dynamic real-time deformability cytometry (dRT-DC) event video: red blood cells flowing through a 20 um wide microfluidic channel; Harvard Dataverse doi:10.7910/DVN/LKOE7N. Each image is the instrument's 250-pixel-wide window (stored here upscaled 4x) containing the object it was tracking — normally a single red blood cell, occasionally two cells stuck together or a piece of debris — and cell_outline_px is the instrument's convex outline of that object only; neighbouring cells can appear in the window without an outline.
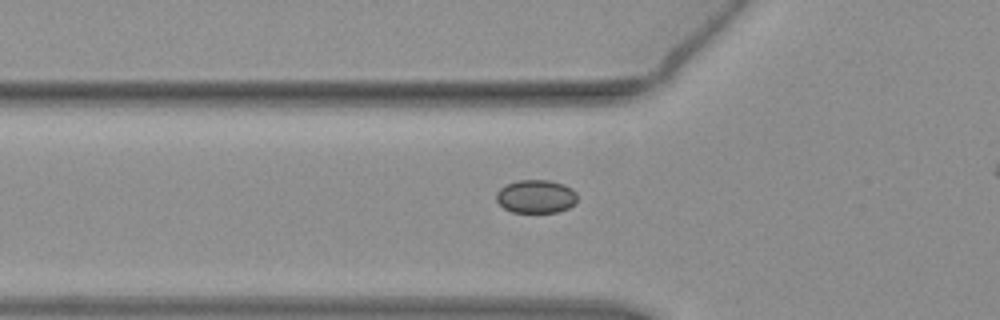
{"species": "common noctule bat (a hibernating species)", "species_latin": "Nyctalus noctula", "temperature_condition": "warm", "stored_images_in_passage": 39, "camera_frame_rate_fps": 3000, "um_per_image_px": 0.085, "animal": {"sex": "female", "body_mass_g": 19.3, "forearm_length_mm": 54.1}, "frame": {"image": 1, "passage_image": 10, "time_ms": 3.0, "image_size_px": [1000, 320], "cell_outline_px": [[576, 200], [568, 208], [556, 212], [512, 212], [504, 208], [496, 200], [496, 192], [500, 188], [508, 184], [520, 180], [548, 180], [564, 184], [572, 188], [576, 192]], "centroid_in_image_um": [45.55, 16.69], "position_along_channel_um": 80.3, "area_um2": 15.61}}
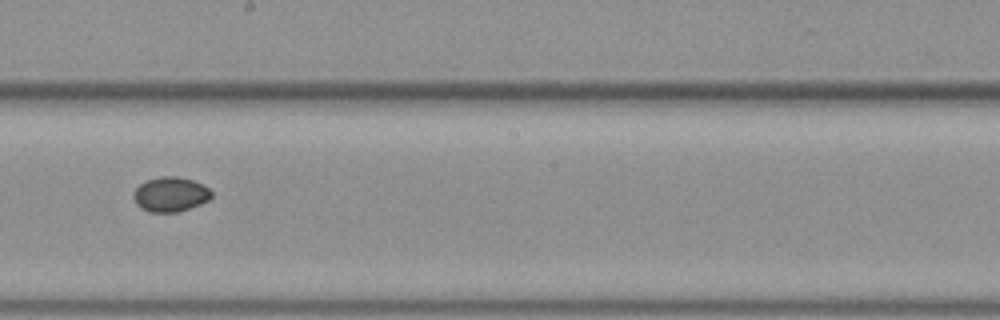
{"frame": {"image": 2, "passage_image": 22, "time_ms": 7.0, "image_size_px": [1000, 320], "cell_outline_px": [[212, 196], [208, 200], [200, 204], [176, 212], [148, 212], [140, 208], [136, 204], [132, 196], [136, 188], [140, 184], [148, 180], [160, 176], [176, 176], [192, 180], [208, 188], [212, 192]], "centroid_in_image_um": [14.45, 16.52], "position_along_channel_um": 233.7, "area_um2": 15.66}}
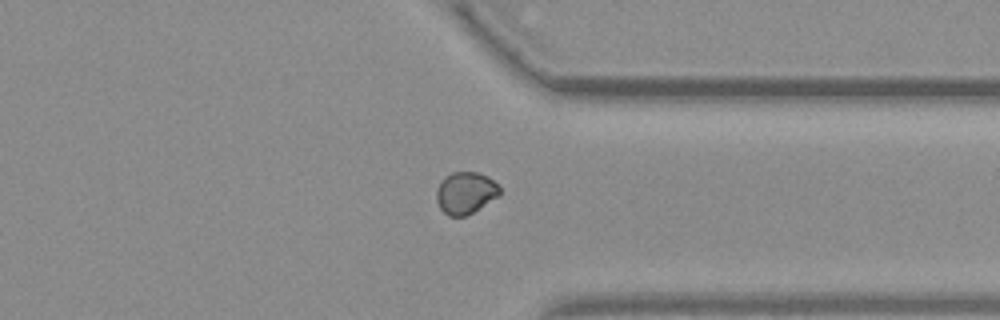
{"frame": {"image": 3, "passage_image": 33, "time_ms": 10.667, "image_size_px": [1000, 320], "cell_outline_px": [[500, 192], [496, 196], [472, 212], [464, 216], [448, 216], [440, 208], [436, 200], [436, 188], [444, 176], [452, 172], [480, 172], [488, 176], [500, 188]], "centroid_in_image_um": [39.51, 16.37], "position_along_channel_um": 371.9, "area_um2": 15.26}, "authors_computed_cell_mechanics": {"area_um2": 15.5482, "velocity_mm_per_s": 3.8186, "shape_relaxation_time_tau1_ms": 5.2523, "shape_relaxation_time_tau2_ms": null, "deformation_change_tau1": 0.0426, "deformation_change_tau2": null}}